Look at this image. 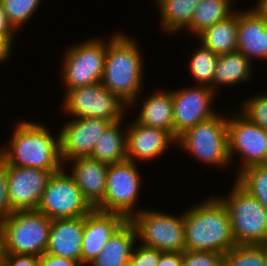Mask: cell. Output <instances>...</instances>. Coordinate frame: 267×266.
I'll return each instance as SVG.
<instances>
[{
	"instance_id": "6da1fadb",
	"label": "cell",
	"mask_w": 267,
	"mask_h": 266,
	"mask_svg": "<svg viewBox=\"0 0 267 266\" xmlns=\"http://www.w3.org/2000/svg\"><path fill=\"white\" fill-rule=\"evenodd\" d=\"M186 250L226 254L236 246L228 210L219 198L206 201L184 213Z\"/></svg>"
},
{
	"instance_id": "7a4b0ae2",
	"label": "cell",
	"mask_w": 267,
	"mask_h": 266,
	"mask_svg": "<svg viewBox=\"0 0 267 266\" xmlns=\"http://www.w3.org/2000/svg\"><path fill=\"white\" fill-rule=\"evenodd\" d=\"M140 51L134 39L123 33L114 34L106 42L105 66L100 83L128 107L140 96L144 70Z\"/></svg>"
},
{
	"instance_id": "3957f363",
	"label": "cell",
	"mask_w": 267,
	"mask_h": 266,
	"mask_svg": "<svg viewBox=\"0 0 267 266\" xmlns=\"http://www.w3.org/2000/svg\"><path fill=\"white\" fill-rule=\"evenodd\" d=\"M0 148V157L14 167L38 168L52 173L62 168L60 134L57 138L45 126L22 121L15 128L9 147Z\"/></svg>"
},
{
	"instance_id": "277c9868",
	"label": "cell",
	"mask_w": 267,
	"mask_h": 266,
	"mask_svg": "<svg viewBox=\"0 0 267 266\" xmlns=\"http://www.w3.org/2000/svg\"><path fill=\"white\" fill-rule=\"evenodd\" d=\"M225 204L236 245H261L267 243V210L237 182Z\"/></svg>"
},
{
	"instance_id": "5b68a950",
	"label": "cell",
	"mask_w": 267,
	"mask_h": 266,
	"mask_svg": "<svg viewBox=\"0 0 267 266\" xmlns=\"http://www.w3.org/2000/svg\"><path fill=\"white\" fill-rule=\"evenodd\" d=\"M52 220L38 210L15 211L1 223L6 253L40 257L47 250Z\"/></svg>"
},
{
	"instance_id": "8992f818",
	"label": "cell",
	"mask_w": 267,
	"mask_h": 266,
	"mask_svg": "<svg viewBox=\"0 0 267 266\" xmlns=\"http://www.w3.org/2000/svg\"><path fill=\"white\" fill-rule=\"evenodd\" d=\"M176 143L206 164L219 167L231 161L228 151L227 118L215 116L197 123L181 134Z\"/></svg>"
},
{
	"instance_id": "52a82bcc",
	"label": "cell",
	"mask_w": 267,
	"mask_h": 266,
	"mask_svg": "<svg viewBox=\"0 0 267 266\" xmlns=\"http://www.w3.org/2000/svg\"><path fill=\"white\" fill-rule=\"evenodd\" d=\"M137 212L134 211L130 221L136 227L137 238L143 242L142 245L162 252L186 250L184 213L176 217L147 209Z\"/></svg>"
},
{
	"instance_id": "ba28073f",
	"label": "cell",
	"mask_w": 267,
	"mask_h": 266,
	"mask_svg": "<svg viewBox=\"0 0 267 266\" xmlns=\"http://www.w3.org/2000/svg\"><path fill=\"white\" fill-rule=\"evenodd\" d=\"M69 48L62 64L63 83L67 90L100 83L105 66L106 43L100 38H92Z\"/></svg>"
},
{
	"instance_id": "9c48e42d",
	"label": "cell",
	"mask_w": 267,
	"mask_h": 266,
	"mask_svg": "<svg viewBox=\"0 0 267 266\" xmlns=\"http://www.w3.org/2000/svg\"><path fill=\"white\" fill-rule=\"evenodd\" d=\"M37 210L55 220L86 216L93 208L71 174L65 173L62 167L52 173Z\"/></svg>"
},
{
	"instance_id": "30bf717a",
	"label": "cell",
	"mask_w": 267,
	"mask_h": 266,
	"mask_svg": "<svg viewBox=\"0 0 267 266\" xmlns=\"http://www.w3.org/2000/svg\"><path fill=\"white\" fill-rule=\"evenodd\" d=\"M63 110L76 118H98L117 122L128 106L101 83L66 90Z\"/></svg>"
},
{
	"instance_id": "8fae6325",
	"label": "cell",
	"mask_w": 267,
	"mask_h": 266,
	"mask_svg": "<svg viewBox=\"0 0 267 266\" xmlns=\"http://www.w3.org/2000/svg\"><path fill=\"white\" fill-rule=\"evenodd\" d=\"M136 166L130 160L108 164L104 201L96 210L119 213L127 220L133 217L141 186Z\"/></svg>"
},
{
	"instance_id": "7c38bea8",
	"label": "cell",
	"mask_w": 267,
	"mask_h": 266,
	"mask_svg": "<svg viewBox=\"0 0 267 266\" xmlns=\"http://www.w3.org/2000/svg\"><path fill=\"white\" fill-rule=\"evenodd\" d=\"M227 118L228 151L230 160L234 153H241L243 166L267 164V131L250 122L241 113Z\"/></svg>"
},
{
	"instance_id": "4fadbf2b",
	"label": "cell",
	"mask_w": 267,
	"mask_h": 266,
	"mask_svg": "<svg viewBox=\"0 0 267 266\" xmlns=\"http://www.w3.org/2000/svg\"><path fill=\"white\" fill-rule=\"evenodd\" d=\"M0 163L7 169L8 194L13 212L37 210L52 172L38 168L14 167L1 157Z\"/></svg>"
},
{
	"instance_id": "5bb4252c",
	"label": "cell",
	"mask_w": 267,
	"mask_h": 266,
	"mask_svg": "<svg viewBox=\"0 0 267 266\" xmlns=\"http://www.w3.org/2000/svg\"><path fill=\"white\" fill-rule=\"evenodd\" d=\"M172 92L174 138L183 134L197 123L217 114L210 104L214 99V91L209 86L180 89Z\"/></svg>"
},
{
	"instance_id": "9a60e30c",
	"label": "cell",
	"mask_w": 267,
	"mask_h": 266,
	"mask_svg": "<svg viewBox=\"0 0 267 266\" xmlns=\"http://www.w3.org/2000/svg\"><path fill=\"white\" fill-rule=\"evenodd\" d=\"M111 123L112 120L87 117L74 118L65 123L59 131L63 164L77 157L91 156L95 143Z\"/></svg>"
},
{
	"instance_id": "2e32d148",
	"label": "cell",
	"mask_w": 267,
	"mask_h": 266,
	"mask_svg": "<svg viewBox=\"0 0 267 266\" xmlns=\"http://www.w3.org/2000/svg\"><path fill=\"white\" fill-rule=\"evenodd\" d=\"M126 220L119 213L101 212L96 209L84 216L82 266H87L97 257L112 234Z\"/></svg>"
},
{
	"instance_id": "e0dca14e",
	"label": "cell",
	"mask_w": 267,
	"mask_h": 266,
	"mask_svg": "<svg viewBox=\"0 0 267 266\" xmlns=\"http://www.w3.org/2000/svg\"><path fill=\"white\" fill-rule=\"evenodd\" d=\"M132 125V126H131ZM127 132V160H152L164 154L169 144L176 139L166 130L130 123Z\"/></svg>"
},
{
	"instance_id": "ac0fdd59",
	"label": "cell",
	"mask_w": 267,
	"mask_h": 266,
	"mask_svg": "<svg viewBox=\"0 0 267 266\" xmlns=\"http://www.w3.org/2000/svg\"><path fill=\"white\" fill-rule=\"evenodd\" d=\"M83 232L84 216L52 220L45 253L73 259L82 265Z\"/></svg>"
},
{
	"instance_id": "d6986e66",
	"label": "cell",
	"mask_w": 267,
	"mask_h": 266,
	"mask_svg": "<svg viewBox=\"0 0 267 266\" xmlns=\"http://www.w3.org/2000/svg\"><path fill=\"white\" fill-rule=\"evenodd\" d=\"M71 162V176L81 189L84 199L96 209L104 201L108 164L90 156L77 157Z\"/></svg>"
},
{
	"instance_id": "ffe728a7",
	"label": "cell",
	"mask_w": 267,
	"mask_h": 266,
	"mask_svg": "<svg viewBox=\"0 0 267 266\" xmlns=\"http://www.w3.org/2000/svg\"><path fill=\"white\" fill-rule=\"evenodd\" d=\"M237 50L250 61L267 60V23L252 9L238 12Z\"/></svg>"
},
{
	"instance_id": "44dd1931",
	"label": "cell",
	"mask_w": 267,
	"mask_h": 266,
	"mask_svg": "<svg viewBox=\"0 0 267 266\" xmlns=\"http://www.w3.org/2000/svg\"><path fill=\"white\" fill-rule=\"evenodd\" d=\"M136 238V227L130 220H126L112 234L103 250L87 266H123L131 259Z\"/></svg>"
},
{
	"instance_id": "7402d4cb",
	"label": "cell",
	"mask_w": 267,
	"mask_h": 266,
	"mask_svg": "<svg viewBox=\"0 0 267 266\" xmlns=\"http://www.w3.org/2000/svg\"><path fill=\"white\" fill-rule=\"evenodd\" d=\"M145 100L137 123L168 131L174 137L172 92L160 91Z\"/></svg>"
},
{
	"instance_id": "603a6c76",
	"label": "cell",
	"mask_w": 267,
	"mask_h": 266,
	"mask_svg": "<svg viewBox=\"0 0 267 266\" xmlns=\"http://www.w3.org/2000/svg\"><path fill=\"white\" fill-rule=\"evenodd\" d=\"M238 12L215 23L198 35L202 45L213 53L225 55L237 51Z\"/></svg>"
},
{
	"instance_id": "cb8c5ba5",
	"label": "cell",
	"mask_w": 267,
	"mask_h": 266,
	"mask_svg": "<svg viewBox=\"0 0 267 266\" xmlns=\"http://www.w3.org/2000/svg\"><path fill=\"white\" fill-rule=\"evenodd\" d=\"M121 121L111 123L95 143L91 158L114 164L127 160V134L121 130Z\"/></svg>"
},
{
	"instance_id": "d4e9b609",
	"label": "cell",
	"mask_w": 267,
	"mask_h": 266,
	"mask_svg": "<svg viewBox=\"0 0 267 266\" xmlns=\"http://www.w3.org/2000/svg\"><path fill=\"white\" fill-rule=\"evenodd\" d=\"M250 63L251 61L238 50L219 55L213 75L212 90L215 92V86L220 84L230 86L243 80L247 81L252 73Z\"/></svg>"
},
{
	"instance_id": "484cf974",
	"label": "cell",
	"mask_w": 267,
	"mask_h": 266,
	"mask_svg": "<svg viewBox=\"0 0 267 266\" xmlns=\"http://www.w3.org/2000/svg\"><path fill=\"white\" fill-rule=\"evenodd\" d=\"M200 0H157L162 28L169 33L185 29Z\"/></svg>"
},
{
	"instance_id": "4316f807",
	"label": "cell",
	"mask_w": 267,
	"mask_h": 266,
	"mask_svg": "<svg viewBox=\"0 0 267 266\" xmlns=\"http://www.w3.org/2000/svg\"><path fill=\"white\" fill-rule=\"evenodd\" d=\"M232 1V0H231ZM230 0H200L191 23L186 27L197 36L215 23L227 19L234 11L230 10Z\"/></svg>"
},
{
	"instance_id": "83f0119b",
	"label": "cell",
	"mask_w": 267,
	"mask_h": 266,
	"mask_svg": "<svg viewBox=\"0 0 267 266\" xmlns=\"http://www.w3.org/2000/svg\"><path fill=\"white\" fill-rule=\"evenodd\" d=\"M237 182L267 210V164L249 166L239 172Z\"/></svg>"
},
{
	"instance_id": "f1b7e54d",
	"label": "cell",
	"mask_w": 267,
	"mask_h": 266,
	"mask_svg": "<svg viewBox=\"0 0 267 266\" xmlns=\"http://www.w3.org/2000/svg\"><path fill=\"white\" fill-rule=\"evenodd\" d=\"M218 55L202 44L200 48L193 53L189 62V70L197 85L208 86L212 89V80L215 71Z\"/></svg>"
},
{
	"instance_id": "f546056e",
	"label": "cell",
	"mask_w": 267,
	"mask_h": 266,
	"mask_svg": "<svg viewBox=\"0 0 267 266\" xmlns=\"http://www.w3.org/2000/svg\"><path fill=\"white\" fill-rule=\"evenodd\" d=\"M222 266H265L263 244L236 245L224 254Z\"/></svg>"
},
{
	"instance_id": "4dcf8cb0",
	"label": "cell",
	"mask_w": 267,
	"mask_h": 266,
	"mask_svg": "<svg viewBox=\"0 0 267 266\" xmlns=\"http://www.w3.org/2000/svg\"><path fill=\"white\" fill-rule=\"evenodd\" d=\"M41 0H0L9 22L17 30L36 12Z\"/></svg>"
},
{
	"instance_id": "1f68e13d",
	"label": "cell",
	"mask_w": 267,
	"mask_h": 266,
	"mask_svg": "<svg viewBox=\"0 0 267 266\" xmlns=\"http://www.w3.org/2000/svg\"><path fill=\"white\" fill-rule=\"evenodd\" d=\"M241 114L267 131V93H261L245 101Z\"/></svg>"
},
{
	"instance_id": "d6a6232c",
	"label": "cell",
	"mask_w": 267,
	"mask_h": 266,
	"mask_svg": "<svg viewBox=\"0 0 267 266\" xmlns=\"http://www.w3.org/2000/svg\"><path fill=\"white\" fill-rule=\"evenodd\" d=\"M224 254L213 251L183 252L182 266H222Z\"/></svg>"
},
{
	"instance_id": "836d02e7",
	"label": "cell",
	"mask_w": 267,
	"mask_h": 266,
	"mask_svg": "<svg viewBox=\"0 0 267 266\" xmlns=\"http://www.w3.org/2000/svg\"><path fill=\"white\" fill-rule=\"evenodd\" d=\"M134 266H158L160 251L144 245L132 251L131 259Z\"/></svg>"
},
{
	"instance_id": "e575fe53",
	"label": "cell",
	"mask_w": 267,
	"mask_h": 266,
	"mask_svg": "<svg viewBox=\"0 0 267 266\" xmlns=\"http://www.w3.org/2000/svg\"><path fill=\"white\" fill-rule=\"evenodd\" d=\"M13 213L8 194L7 169L0 163V223Z\"/></svg>"
},
{
	"instance_id": "d590c367",
	"label": "cell",
	"mask_w": 267,
	"mask_h": 266,
	"mask_svg": "<svg viewBox=\"0 0 267 266\" xmlns=\"http://www.w3.org/2000/svg\"><path fill=\"white\" fill-rule=\"evenodd\" d=\"M39 257L27 254L6 253L3 266H38Z\"/></svg>"
},
{
	"instance_id": "8d00e7d4",
	"label": "cell",
	"mask_w": 267,
	"mask_h": 266,
	"mask_svg": "<svg viewBox=\"0 0 267 266\" xmlns=\"http://www.w3.org/2000/svg\"><path fill=\"white\" fill-rule=\"evenodd\" d=\"M38 266H82V265L78 261L73 259L58 257L50 253H44L39 257Z\"/></svg>"
},
{
	"instance_id": "74e56055",
	"label": "cell",
	"mask_w": 267,
	"mask_h": 266,
	"mask_svg": "<svg viewBox=\"0 0 267 266\" xmlns=\"http://www.w3.org/2000/svg\"><path fill=\"white\" fill-rule=\"evenodd\" d=\"M17 31L9 22L8 17L0 3V36H3L11 45L13 41V33Z\"/></svg>"
},
{
	"instance_id": "f35d334b",
	"label": "cell",
	"mask_w": 267,
	"mask_h": 266,
	"mask_svg": "<svg viewBox=\"0 0 267 266\" xmlns=\"http://www.w3.org/2000/svg\"><path fill=\"white\" fill-rule=\"evenodd\" d=\"M183 252H162L158 266H182Z\"/></svg>"
},
{
	"instance_id": "ab89813d",
	"label": "cell",
	"mask_w": 267,
	"mask_h": 266,
	"mask_svg": "<svg viewBox=\"0 0 267 266\" xmlns=\"http://www.w3.org/2000/svg\"><path fill=\"white\" fill-rule=\"evenodd\" d=\"M13 46L3 37L0 36V62L7 60Z\"/></svg>"
},
{
	"instance_id": "60d3db41",
	"label": "cell",
	"mask_w": 267,
	"mask_h": 266,
	"mask_svg": "<svg viewBox=\"0 0 267 266\" xmlns=\"http://www.w3.org/2000/svg\"><path fill=\"white\" fill-rule=\"evenodd\" d=\"M252 10L267 23V0H258Z\"/></svg>"
},
{
	"instance_id": "b9f144b4",
	"label": "cell",
	"mask_w": 267,
	"mask_h": 266,
	"mask_svg": "<svg viewBox=\"0 0 267 266\" xmlns=\"http://www.w3.org/2000/svg\"><path fill=\"white\" fill-rule=\"evenodd\" d=\"M5 255H6L5 237H4L3 229L0 223V265H3Z\"/></svg>"
},
{
	"instance_id": "7bdbcfd3",
	"label": "cell",
	"mask_w": 267,
	"mask_h": 266,
	"mask_svg": "<svg viewBox=\"0 0 267 266\" xmlns=\"http://www.w3.org/2000/svg\"><path fill=\"white\" fill-rule=\"evenodd\" d=\"M263 257L265 261V266H267V243L263 244Z\"/></svg>"
},
{
	"instance_id": "ee69618b",
	"label": "cell",
	"mask_w": 267,
	"mask_h": 266,
	"mask_svg": "<svg viewBox=\"0 0 267 266\" xmlns=\"http://www.w3.org/2000/svg\"><path fill=\"white\" fill-rule=\"evenodd\" d=\"M123 266H134L133 262L131 260H128L127 262L124 263Z\"/></svg>"
}]
</instances>
